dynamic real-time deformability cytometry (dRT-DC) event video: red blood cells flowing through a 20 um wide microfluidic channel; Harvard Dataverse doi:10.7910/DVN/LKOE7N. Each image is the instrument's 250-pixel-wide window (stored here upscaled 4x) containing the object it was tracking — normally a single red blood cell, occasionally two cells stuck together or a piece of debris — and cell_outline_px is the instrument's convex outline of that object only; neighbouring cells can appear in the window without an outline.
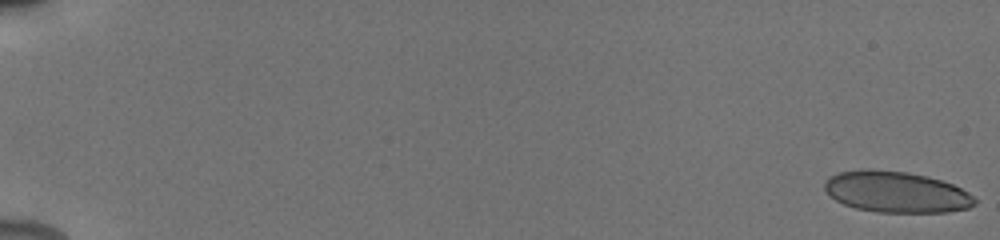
{"species": "human", "species_latin": "Homo sapiens", "temperature_condition": "cold", "stored_images_in_passage": 19, "camera_frame_rate_fps": 3000, "um_per_image_px": 0.085, "donor": {"sex": "male"}, "frame": {"image": 1, "passage_image": 1, "time_ms": 0.0, "image_size_px": [1000, 240], "cell_outline_px": [[976, 204], [968, 208], [948, 212], [876, 212], [856, 208], [844, 204], [836, 200], [824, 188], [824, 180], [828, 176], [840, 172], [864, 168], [868, 168], [908, 172], [928, 176], [952, 184], [968, 192], [976, 200]], "centroid_in_image_um": [76.16, 16.3], "position_along_channel_um": 8.8, "area_um2": 36.13}}
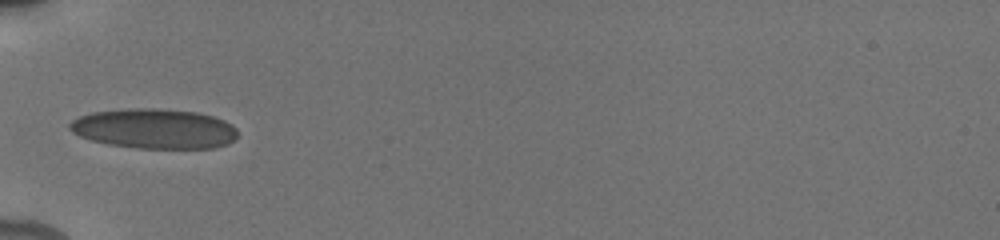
{"frame": {"image": 2, "passage_image": 12, "time_ms": 6.667, "image_size_px": [1000, 240], "cell_outline_px": [[236, 136], [228, 144], [216, 148], [136, 148], [108, 144], [92, 140], [80, 136], [72, 132], [68, 128], [68, 124], [72, 120], [80, 116], [92, 112], [124, 108], [160, 108], [196, 112], [212, 116], [224, 120], [232, 124], [236, 128]], "centroid_in_image_um": [13.1, 10.93], "position_along_channel_um": 71.9, "area_um2": 39.25}}
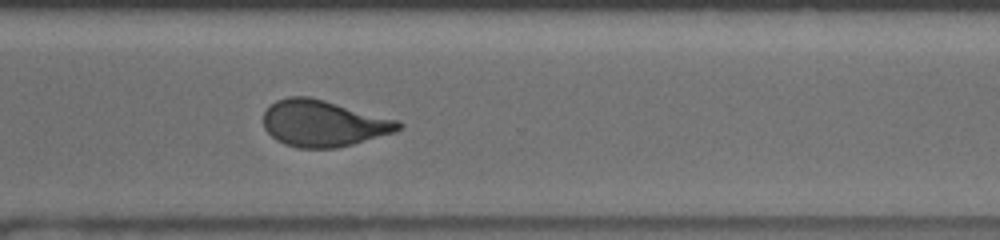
{"frame": {"image": 3, "passage_image": 19, "time_ms": 13.667, "image_size_px": [1000, 240], "cell_outline_px": [[404, 124], [396, 132], [352, 144], [336, 148], [300, 148], [284, 144], [276, 140], [264, 128], [264, 112], [276, 100], [288, 96], [308, 96], [324, 100], [400, 120]], "centroid_in_image_um": [27.51, 10.48], "position_along_channel_um": 343.1, "area_um2": 36.53}}